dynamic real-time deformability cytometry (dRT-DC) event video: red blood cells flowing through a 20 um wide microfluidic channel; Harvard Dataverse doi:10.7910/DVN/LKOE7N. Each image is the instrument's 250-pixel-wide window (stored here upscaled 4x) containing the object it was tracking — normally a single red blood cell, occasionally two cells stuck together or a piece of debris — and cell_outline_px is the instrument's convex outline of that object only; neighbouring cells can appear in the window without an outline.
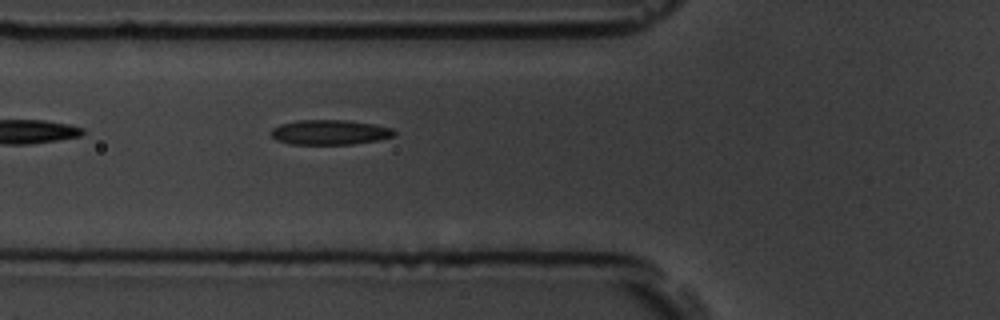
{"species": "common noctule bat (a hibernating species)", "species_latin": "Nyctalus noctula", "temperature_condition": "room temperature", "stored_images_in_passage": 6, "camera_frame_rate_fps": 3000, "um_per_image_px": 0.085, "animal": {"sex": "male", "body_mass_g": 19.5, "forearm_length_mm": 54.6}, "frame": {"image": 1, "passage_image": 6, "time_ms": 6.667, "image_size_px": [1000, 320], "cell_outline_px": [[396, 132], [392, 136], [380, 140], [352, 144], [288, 144], [276, 140], [268, 132], [272, 128], [280, 124], [296, 120], [348, 120], [372, 124], [392, 128]], "centroid_in_image_um": [27.98, 11.24], "position_along_channel_um": 97.8, "area_um2": 17.98}}